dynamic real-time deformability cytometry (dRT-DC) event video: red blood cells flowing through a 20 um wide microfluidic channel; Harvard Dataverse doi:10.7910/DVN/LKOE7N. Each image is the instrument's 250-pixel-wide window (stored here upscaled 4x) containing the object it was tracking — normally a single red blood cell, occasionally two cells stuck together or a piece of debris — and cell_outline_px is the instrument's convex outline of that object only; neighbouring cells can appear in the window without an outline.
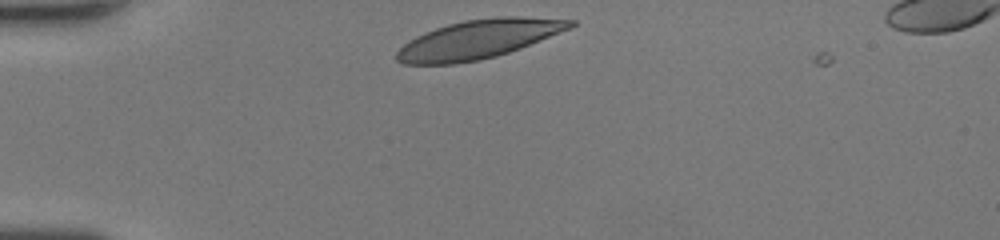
{"species": "human", "species_latin": "Homo sapiens", "temperature_condition": "room temperature", "stored_images_in_passage": 27, "camera_frame_rate_fps": 3000, "um_per_image_px": 0.085, "donor": {"sex": "female"}, "frame": {"image": 1, "passage_image": 1, "time_ms": 0.0, "image_size_px": [1000, 240], "cell_outline_px": [[576, 24], [572, 28], [520, 48], [496, 56], [480, 60], [456, 64], [404, 64], [396, 60], [396, 52], [404, 44], [416, 36], [424, 32], [448, 24], [464, 20], [496, 16], [520, 16], [576, 20]], "centroid_in_image_um": [40.69, 3.33], "position_along_channel_um": 44.3, "area_um2": 39.3}}
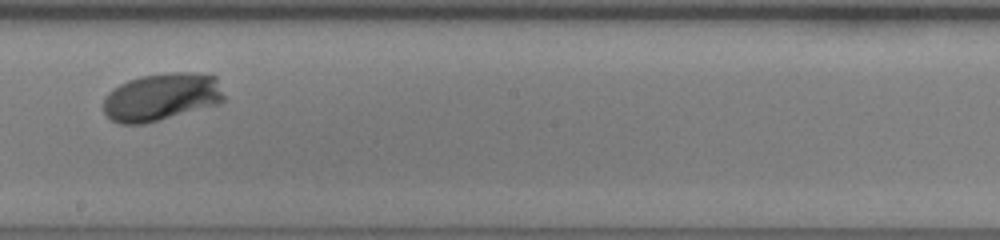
{"frame": {"image": 2, "passage_image": 16, "time_ms": 5.0, "image_size_px": [1000, 240], "cell_outline_px": [[224, 100], [220, 104], [160, 120], [144, 124], [120, 124], [112, 120], [104, 112], [104, 96], [108, 92], [120, 84], [128, 80], [140, 76], [168, 72], [192, 72], [216, 76], [224, 96]], "centroid_in_image_um": [13.73, 8.24], "position_along_channel_um": 234.5, "area_um2": 33.76}}
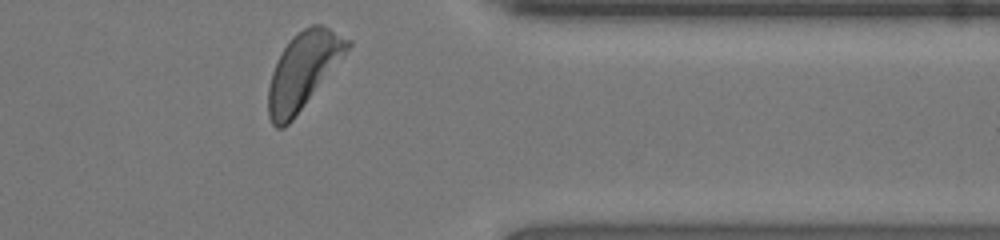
{"frame": {"image": 3, "passage_image": 27, "time_ms": 8.667, "image_size_px": [1000, 240], "cell_outline_px": [[352, 44], [292, 120], [284, 128], [276, 128], [272, 124], [268, 116], [268, 88], [272, 72], [276, 60], [292, 36], [304, 28], [312, 24], [320, 24], [352, 40]], "centroid_in_image_um": [25.73, 5.99], "position_along_channel_um": 385.7, "area_um2": 34.39}}